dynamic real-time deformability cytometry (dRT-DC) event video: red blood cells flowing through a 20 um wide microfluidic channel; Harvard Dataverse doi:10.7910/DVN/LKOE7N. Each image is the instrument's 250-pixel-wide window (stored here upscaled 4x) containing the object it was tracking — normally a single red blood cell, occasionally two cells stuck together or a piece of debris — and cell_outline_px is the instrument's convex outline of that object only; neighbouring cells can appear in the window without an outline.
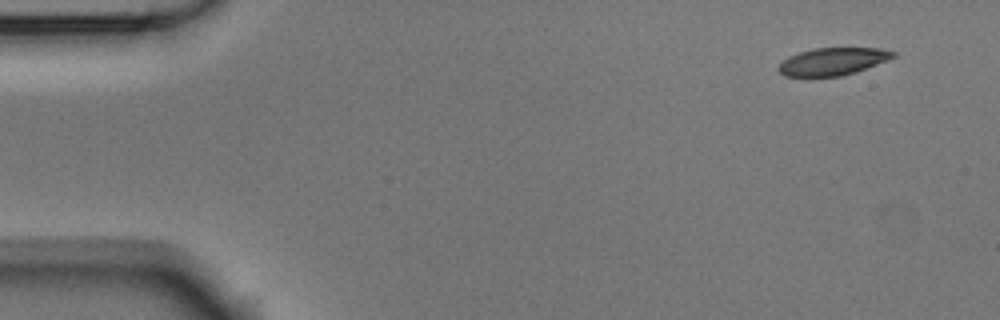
{"species": "Egyptian fruit bat (a non-hibernating species)", "species_latin": "Rousettus aegyptiacus", "temperature_condition": "room temperature", "stored_images_in_passage": 8, "camera_frame_rate_fps": 3000, "um_per_image_px": 0.085, "animal": {"sex": "male"}, "frame": {"image": 1, "passage_image": 1, "time_ms": 0.0, "image_size_px": [1000, 320], "cell_outline_px": [[896, 56], [888, 60], [856, 72], [840, 76], [784, 76], [776, 68], [788, 56], [812, 48], [880, 48], [896, 52]], "centroid_in_image_um": [70.79, 5.22], "position_along_channel_um": 14.2, "area_um2": 18.32}}
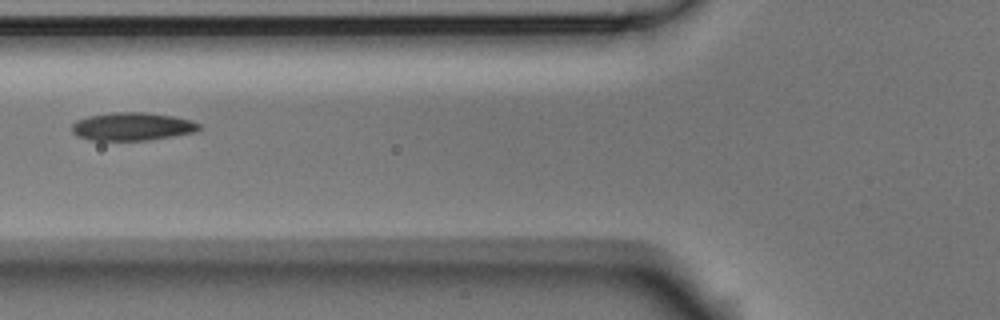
{"frame": {"image": 2, "passage_image": 5, "time_ms": 1.333, "image_size_px": [1000, 320], "cell_outline_px": [[200, 128], [196, 132], [148, 140], [92, 140], [76, 136], [72, 132], [72, 124], [76, 120], [88, 116], [116, 112], [144, 112], [172, 116], [192, 120], [200, 124]], "centroid_in_image_um": [11.23, 10.75], "position_along_channel_um": 114.6, "area_um2": 20.75}}
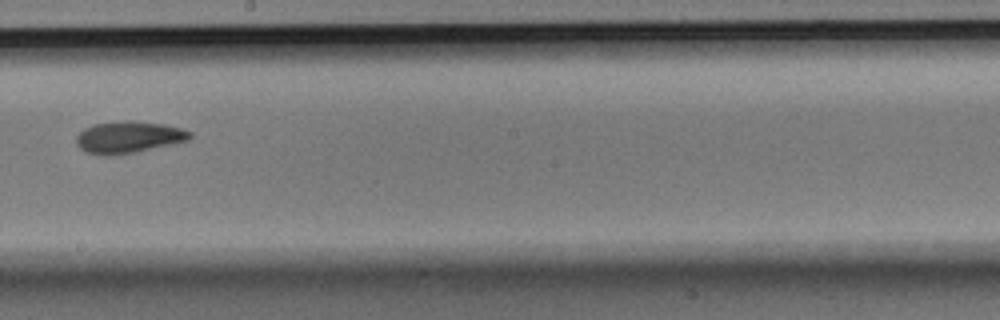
{"frame": {"image": 3, "passage_image": 8, "time_ms": 2.333, "image_size_px": [1000, 320], "cell_outline_px": [[192, 136], [188, 140], [172, 144], [112, 156], [108, 156], [88, 152], [80, 148], [76, 144], [76, 136], [84, 128], [96, 124], [164, 124], [180, 128], [192, 132]], "centroid_in_image_um": [10.92, 11.71], "position_along_channel_um": 237.3, "area_um2": 19.77}}